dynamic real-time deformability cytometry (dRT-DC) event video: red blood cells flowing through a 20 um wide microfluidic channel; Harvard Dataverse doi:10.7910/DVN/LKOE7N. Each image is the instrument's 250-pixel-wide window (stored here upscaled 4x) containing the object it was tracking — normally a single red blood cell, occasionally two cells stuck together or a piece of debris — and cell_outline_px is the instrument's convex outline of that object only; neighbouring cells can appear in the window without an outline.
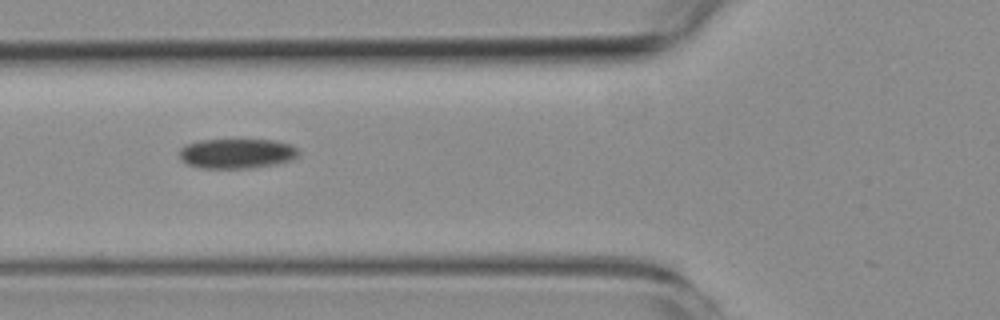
{"species": "common noctule bat (a hibernating species)", "species_latin": "Nyctalus noctula", "temperature_condition": "room temperature", "stored_images_in_passage": 8, "camera_frame_rate_fps": 3000, "um_per_image_px": 0.085, "animal": {"sex": "female", "body_mass_g": 19.3, "forearm_length_mm": 54.1}, "frame": {"image": 1, "passage_image": 3, "time_ms": 2.333, "image_size_px": [1000, 320], "cell_outline_px": [[296, 156], [292, 160], [276, 164], [252, 168], [196, 168], [188, 164], [180, 156], [180, 148], [188, 144], [200, 140], [272, 140], [288, 144], [296, 148]], "centroid_in_image_um": [20.1, 13.06], "position_along_channel_um": 105.7, "area_um2": 20.46}}
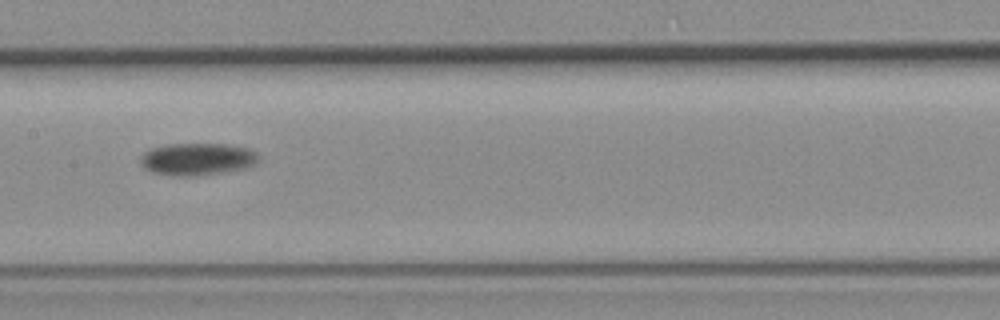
{"frame": {"image": 2, "passage_image": 5, "time_ms": 4.667, "image_size_px": [1000, 320], "cell_outline_px": [[260, 160], [256, 164], [248, 168], [224, 172], [196, 176], [176, 176], [152, 172], [144, 168], [140, 160], [140, 156], [144, 152], [152, 148], [164, 144], [228, 144], [248, 148], [256, 152]], "centroid_in_image_um": [16.8, 13.52], "position_along_channel_um": 190.6, "area_um2": 22.48}}
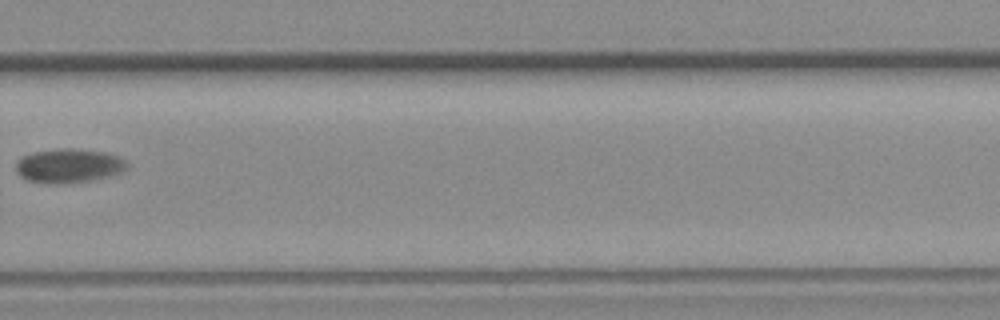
{"frame": {"image": 3, "passage_image": 8, "time_ms": 8.333, "image_size_px": [1000, 320], "cell_outline_px": [[128, 168], [120, 172], [96, 180], [68, 184], [44, 184], [28, 180], [20, 176], [16, 172], [16, 160], [20, 156], [32, 152], [60, 148], [80, 148], [108, 152], [120, 156], [128, 164]], "centroid_in_image_um": [5.84, 14.09], "position_along_channel_um": 324.0, "area_um2": 22.83}}